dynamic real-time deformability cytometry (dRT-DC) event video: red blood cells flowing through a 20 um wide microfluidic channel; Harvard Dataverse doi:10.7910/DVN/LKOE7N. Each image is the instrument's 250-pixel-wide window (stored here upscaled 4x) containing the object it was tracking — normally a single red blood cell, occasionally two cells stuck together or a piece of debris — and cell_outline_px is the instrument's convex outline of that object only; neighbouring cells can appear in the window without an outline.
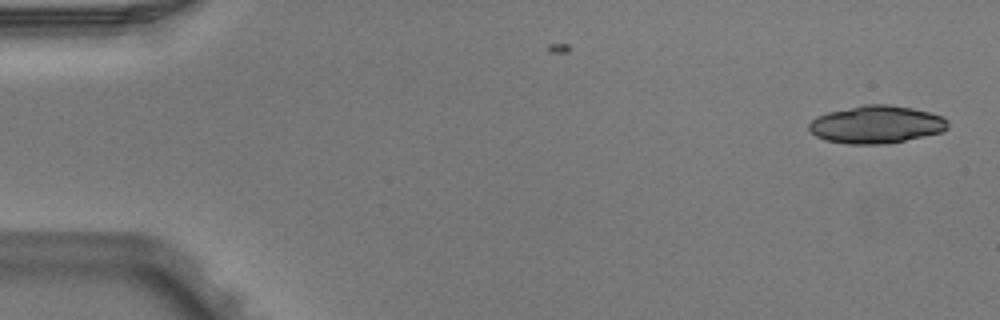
{"species": "Egyptian fruit bat (a non-hibernating species)", "species_latin": "Rousettus aegyptiacus", "temperature_condition": "warm", "stored_images_in_passage": 4, "camera_frame_rate_fps": 3000, "um_per_image_px": 0.085, "animal": {"sex": "male"}, "frame": {"image": 1, "passage_image": 1, "time_ms": 0.0, "image_size_px": [1000, 320], "cell_outline_px": [[948, 128], [944, 132], [884, 144], [848, 144], [824, 140], [816, 136], [808, 128], [808, 124], [816, 116], [828, 112], [864, 104], [888, 104], [912, 108], [932, 112], [944, 116], [948, 120]], "centroid_in_image_um": [74.51, 10.57], "position_along_channel_um": 10.5, "area_um2": 30.75}}